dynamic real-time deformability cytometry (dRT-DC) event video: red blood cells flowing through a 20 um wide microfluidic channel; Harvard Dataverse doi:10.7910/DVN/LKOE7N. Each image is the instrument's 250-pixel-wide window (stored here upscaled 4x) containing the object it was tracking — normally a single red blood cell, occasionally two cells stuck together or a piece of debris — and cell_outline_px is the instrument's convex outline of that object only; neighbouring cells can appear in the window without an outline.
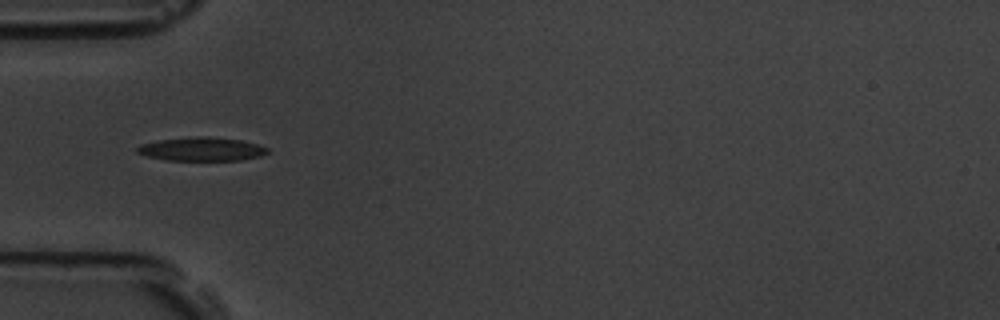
{"species": "common noctule bat (a hibernating species)", "species_latin": "Nyctalus noctula", "temperature_condition": "room temperature", "stored_images_in_passage": 6, "camera_frame_rate_fps": 3000, "um_per_image_px": 0.085, "animal": {"sex": "male", "body_mass_g": 19.5, "forearm_length_mm": 54.6}, "frame": {"image": 1, "passage_image": 1, "time_ms": 0.0, "image_size_px": [1000, 320], "cell_outline_px": [[268, 152], [260, 156], [240, 160], [164, 160], [148, 156], [136, 152], [136, 148], [140, 144], [160, 140], [196, 136], [208, 136], [240, 140], [256, 144], [268, 148]], "centroid_in_image_um": [17.12, 12.67], "position_along_channel_um": 67.9, "area_um2": 17.8}}
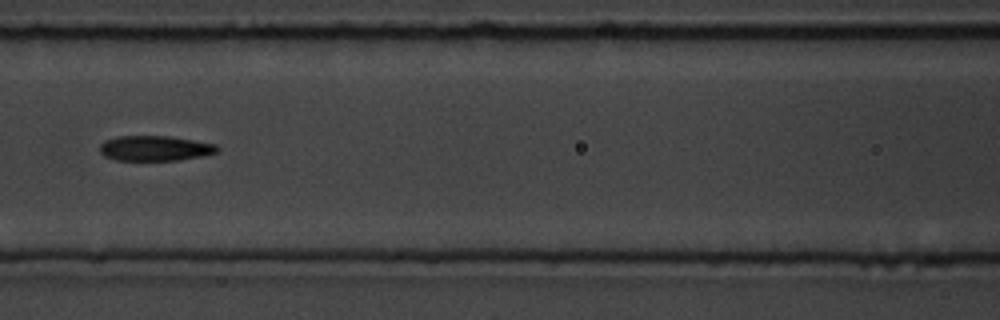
{"frame": {"image": 2, "passage_image": 3, "time_ms": 2.333, "image_size_px": [1000, 320], "cell_outline_px": [[220, 148], [216, 152], [204, 156], [180, 160], [116, 160], [104, 156], [100, 152], [100, 144], [104, 140], [116, 136], [168, 136], [216, 144]], "centroid_in_image_um": [13.16, 12.6], "position_along_channel_um": 153.4, "area_um2": 17.28}}
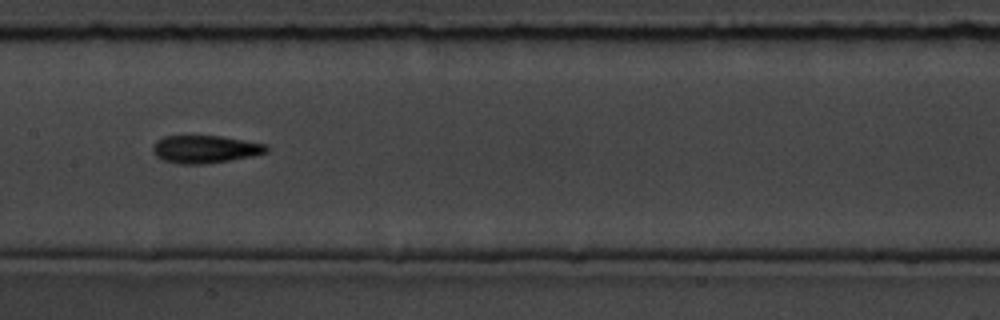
{"frame": {"image": 3, "passage_image": 4, "time_ms": 3.333, "image_size_px": [1000, 320], "cell_outline_px": [[268, 152], [252, 156], [204, 164], [180, 164], [164, 160], [156, 156], [152, 152], [152, 144], [156, 140], [164, 136], [220, 136], [244, 140], [264, 144], [268, 148]], "centroid_in_image_um": [17.38, 12.68], "position_along_channel_um": 190.0, "area_um2": 18.26}}